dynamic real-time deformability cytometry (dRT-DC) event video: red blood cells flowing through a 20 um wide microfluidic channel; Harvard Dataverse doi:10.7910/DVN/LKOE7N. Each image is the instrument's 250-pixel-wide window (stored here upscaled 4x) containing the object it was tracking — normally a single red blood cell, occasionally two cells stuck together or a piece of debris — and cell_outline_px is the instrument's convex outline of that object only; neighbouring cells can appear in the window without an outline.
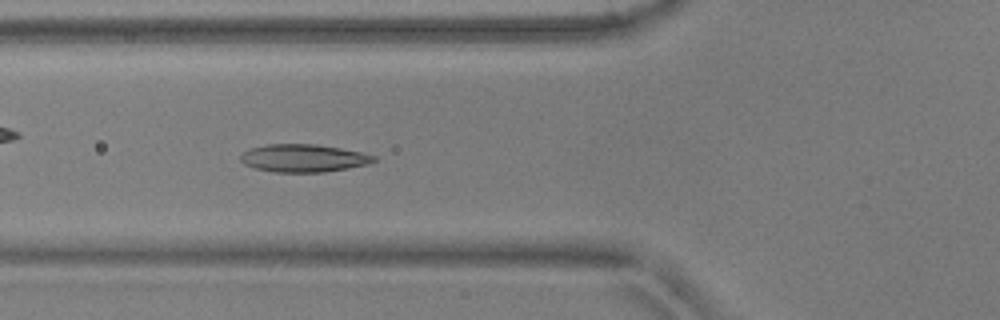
{"species": "common noctule bat (a hibernating species)", "species_latin": "Nyctalus noctula", "temperature_condition": "warm", "stored_images_in_passage": 52, "camera_frame_rate_fps": 3000, "um_per_image_px": 0.085, "animal": {"sex": "male", "body_mass_g": 17.9, "forearm_length_mm": 54.2}, "frame": {"image": 1, "passage_image": 19, "time_ms": 6.0, "image_size_px": [1000, 320], "cell_outline_px": [[376, 160], [368, 164], [348, 168], [324, 172], [272, 172], [256, 168], [244, 164], [240, 160], [240, 156], [244, 152], [252, 148], [268, 144], [316, 144], [340, 148], [360, 152], [376, 156]], "centroid_in_image_um": [25.8, 13.44], "position_along_channel_um": 100.0, "area_um2": 21.44}}
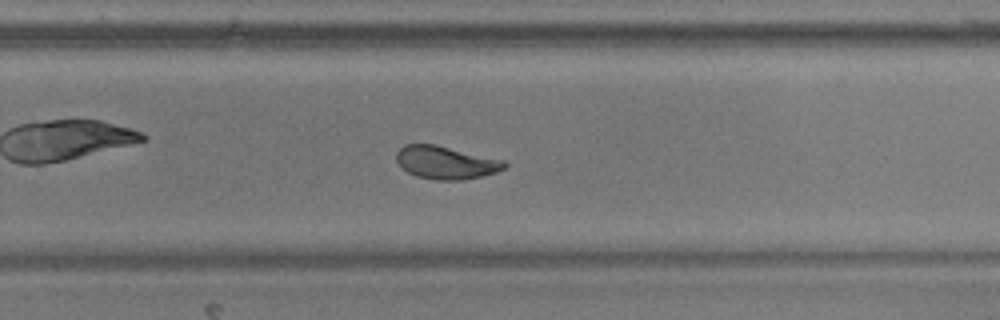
{"frame": {"image": 2, "passage_image": 34, "time_ms": 11.0, "image_size_px": [1000, 320], "cell_outline_px": [[508, 164], [504, 168], [496, 172], [480, 176], [460, 180], [436, 180], [416, 176], [408, 172], [396, 160], [396, 152], [404, 144], [436, 144], [504, 160]], "centroid_in_image_um": [37.89, 13.8], "position_along_channel_um": 291.9, "area_um2": 20.63}}
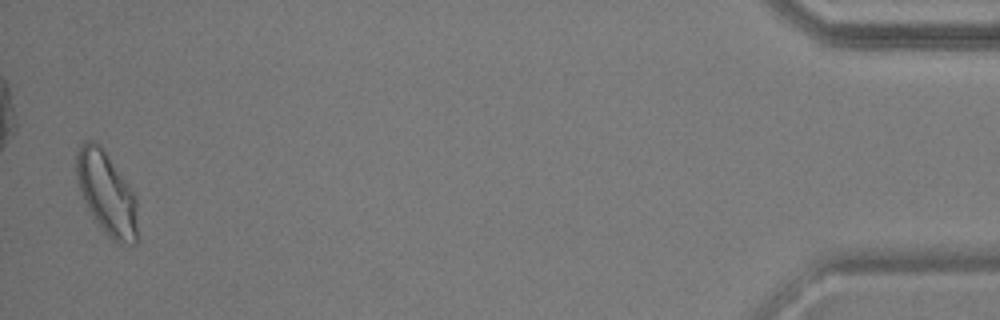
{"frame": {"image": 3, "passage_image": 51, "time_ms": 16.667, "image_size_px": [1000, 320], "cell_outline_px": [[136, 244], [116, 244], [100, 228], [84, 204], [76, 180], [76, 152], [80, 144], [84, 140], [92, 140], [100, 144], [128, 184], [136, 196]], "centroid_in_image_um": [9.02, 16.43], "position_along_channel_um": 426.2, "area_um2": 29.77}, "authors_computed_cell_mechanics": {"area_um2": 21.3282, "velocity_mm_per_s": 3.8423, "shape_relaxation_time_tau1_ms": 8.799, "shape_relaxation_time_tau2_ms": 1.2589, "deformation_change_tau1": 0.2105, "deformation_change_tau2": 0.0618}}